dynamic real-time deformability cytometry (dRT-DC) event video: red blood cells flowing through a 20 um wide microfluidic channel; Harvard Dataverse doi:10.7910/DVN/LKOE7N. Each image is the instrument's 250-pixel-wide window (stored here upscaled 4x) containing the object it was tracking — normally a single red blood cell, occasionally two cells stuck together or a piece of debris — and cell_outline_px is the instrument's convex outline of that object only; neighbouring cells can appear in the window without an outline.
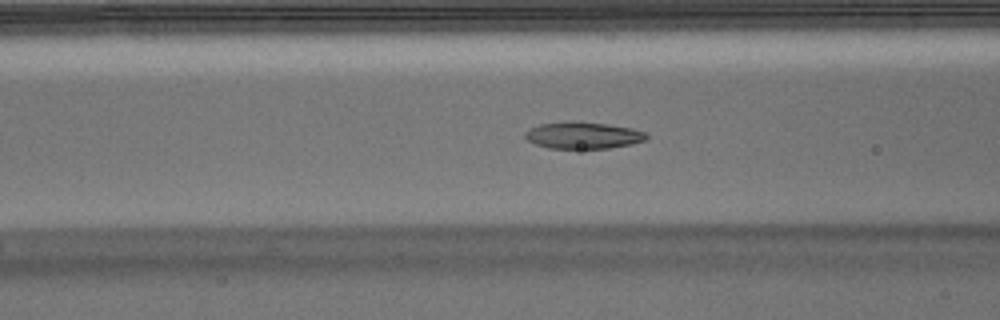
{"species": "Egyptian fruit bat (a non-hibernating species)", "species_latin": "Rousettus aegyptiacus", "temperature_condition": "warm", "stored_images_in_passage": 48, "segment_of_instrument_passage": [1, 2], "camera_frame_rate_fps": 3000, "um_per_image_px": 0.085, "animal": {"sex": "male"}, "frame": {"image": 1, "passage_image": 14, "time_ms": 4.333, "image_size_px": [1000, 320], "cell_outline_px": [[648, 136], [644, 140], [632, 144], [608, 148], [548, 148], [536, 144], [528, 140], [524, 136], [524, 132], [528, 128], [540, 124], [568, 120], [572, 120], [608, 124], [632, 128], [648, 132]], "centroid_in_image_um": [49.55, 11.48], "position_along_channel_um": 117.1, "area_um2": 19.19}}
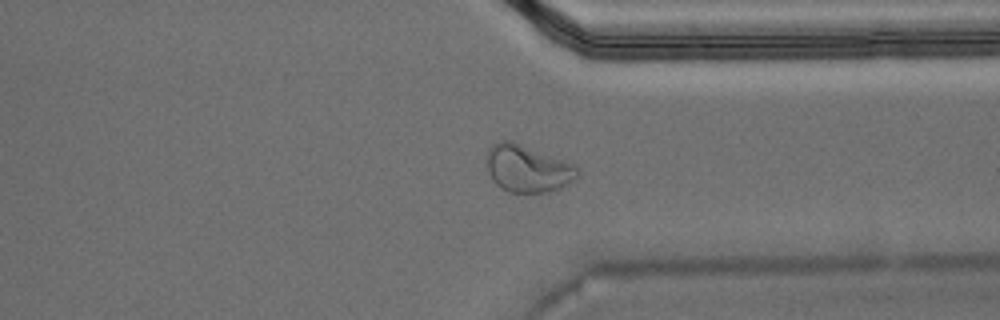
{"frame": {"image": 2, "passage_image": 34, "time_ms": 11.0, "image_size_px": [1000, 320], "cell_outline_px": [[580, 176], [568, 184], [552, 192], [508, 192], [496, 184], [492, 180], [484, 164], [488, 148], [492, 144], [500, 140], [512, 140], [576, 164], [580, 172]], "centroid_in_image_um": [44.84, 14.31], "position_along_channel_um": 366.6, "area_um2": 25.66}}
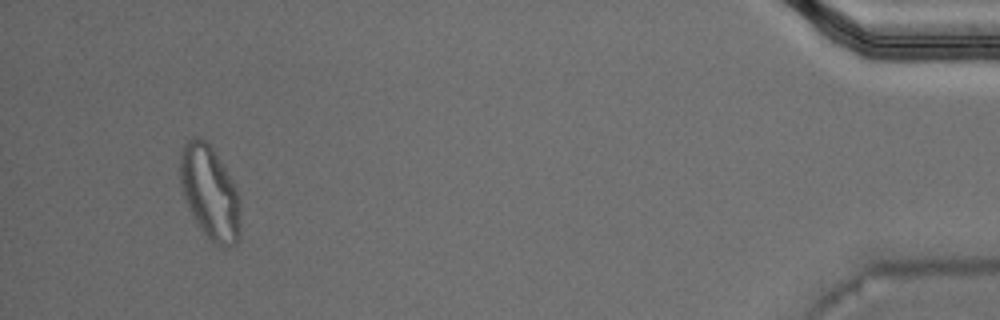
{"frame": {"image": 3, "passage_image": 44, "time_ms": 14.333, "image_size_px": [1000, 320], "cell_outline_px": [[240, 236], [236, 244], [224, 248], [216, 244], [204, 232], [192, 216], [184, 200], [180, 188], [180, 152], [184, 144], [188, 140], [196, 136], [200, 136], [212, 148], [232, 180], [236, 188], [240, 224]], "centroid_in_image_um": [17.8, 16.37], "position_along_channel_um": 417.4, "area_um2": 32.6}}